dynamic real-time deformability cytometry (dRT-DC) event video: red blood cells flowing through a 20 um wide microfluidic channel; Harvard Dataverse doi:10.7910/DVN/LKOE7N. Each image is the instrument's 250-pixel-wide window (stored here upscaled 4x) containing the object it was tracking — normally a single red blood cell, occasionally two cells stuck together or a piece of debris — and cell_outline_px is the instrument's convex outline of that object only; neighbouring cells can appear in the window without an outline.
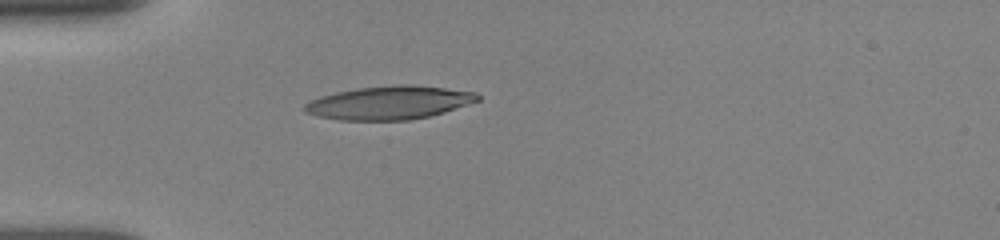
{"species": "human", "species_latin": "Homo sapiens", "temperature_condition": "room temperature", "stored_images_in_passage": 54, "camera_frame_rate_fps": 3000, "um_per_image_px": 0.085, "donor": {"sex": "female"}, "frame": {"image": 1, "passage_image": 1, "time_ms": 0.0, "image_size_px": [1000, 240], "cell_outline_px": [[480, 100], [444, 112], [428, 116], [408, 120], [340, 120], [316, 116], [304, 112], [304, 104], [308, 100], [320, 96], [336, 92], [356, 88], [400, 84], [412, 84], [476, 92], [480, 96]], "centroid_in_image_um": [33.04, 8.72], "position_along_channel_um": 52.0, "area_um2": 33.76}}
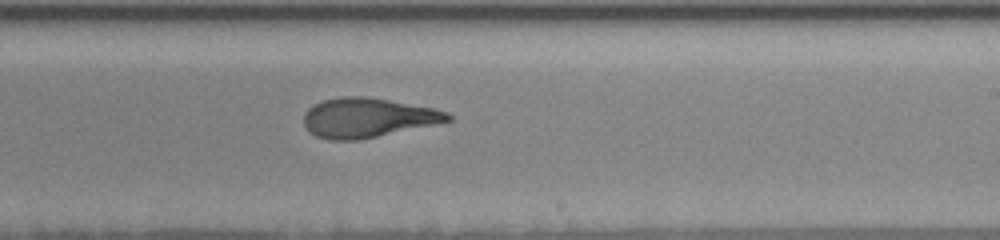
{"frame": {"image": 2, "passage_image": 25, "time_ms": 5.667, "image_size_px": [1000, 240], "cell_outline_px": [[452, 120], [376, 136], [356, 140], [328, 140], [316, 136], [304, 124], [304, 112], [312, 104], [324, 100], [340, 96], [364, 96], [436, 108], [448, 112], [452, 116]], "centroid_in_image_um": [31.22, 9.99], "position_along_channel_um": 257.8, "area_um2": 32.83}}
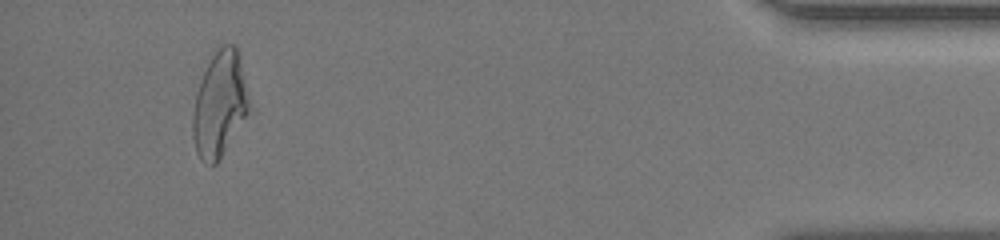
{"frame": {"image": 3, "passage_image": 50, "time_ms": 11.333, "image_size_px": [1000, 240], "cell_outline_px": [[256, 112], [216, 164], [204, 164], [200, 160], [196, 152], [192, 136], [192, 112], [196, 92], [200, 80], [212, 56], [220, 44], [236, 44]], "centroid_in_image_um": [18.78, 8.92], "position_along_channel_um": 416.4, "area_um2": 36.88}, "authors_computed_cell_mechanics": {"area_um2": 33.4084, "velocity_mm_per_s": 3.862, "shape_relaxation_time_tau1_ms": 4.5493, "shape_relaxation_time_tau2_ms": 2.3258, "deformation_change_tau1": 0.241, "deformation_change_tau2": 0.1174}}